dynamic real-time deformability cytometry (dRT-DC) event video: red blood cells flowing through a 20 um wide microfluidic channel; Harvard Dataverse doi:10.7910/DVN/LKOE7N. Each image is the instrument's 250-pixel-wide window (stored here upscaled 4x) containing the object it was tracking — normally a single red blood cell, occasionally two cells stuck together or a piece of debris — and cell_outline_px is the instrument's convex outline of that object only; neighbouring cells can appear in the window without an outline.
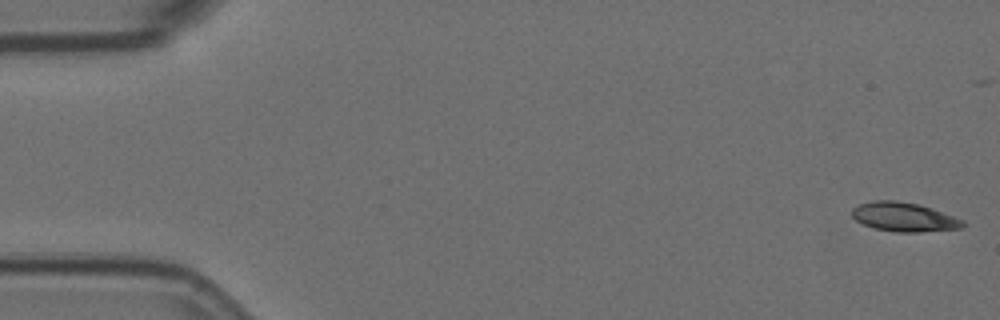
{"species": "Egyptian fruit bat (a non-hibernating species)", "species_latin": "Rousettus aegyptiacus", "temperature_condition": "room temperature", "stored_images_in_passage": 20, "camera_frame_rate_fps": 3000, "um_per_image_px": 0.085, "animal": {"sex": "female"}, "frame": {"image": 1, "passage_image": 1, "time_ms": 0.0, "image_size_px": [1000, 320], "cell_outline_px": [[964, 224], [960, 228], [920, 232], [896, 232], [876, 228], [864, 224], [856, 220], [852, 216], [852, 208], [860, 204], [872, 200], [896, 200], [920, 204], [932, 208], [964, 220]], "centroid_in_image_um": [76.83, 18.43], "position_along_channel_um": 8.2, "area_um2": 18.73}}
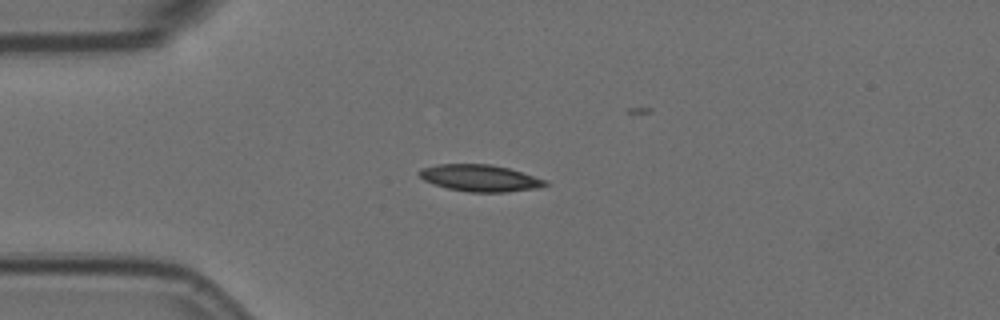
{"frame": {"image": 2, "passage_image": 14, "time_ms": 4.333, "image_size_px": [1000, 320], "cell_outline_px": [[548, 184], [536, 188], [504, 192], [468, 192], [448, 188], [424, 180], [416, 172], [420, 168], [436, 164], [492, 164], [508, 168], [548, 180]], "centroid_in_image_um": [40.78, 15.12], "position_along_channel_um": 44.2, "area_um2": 19.59}}
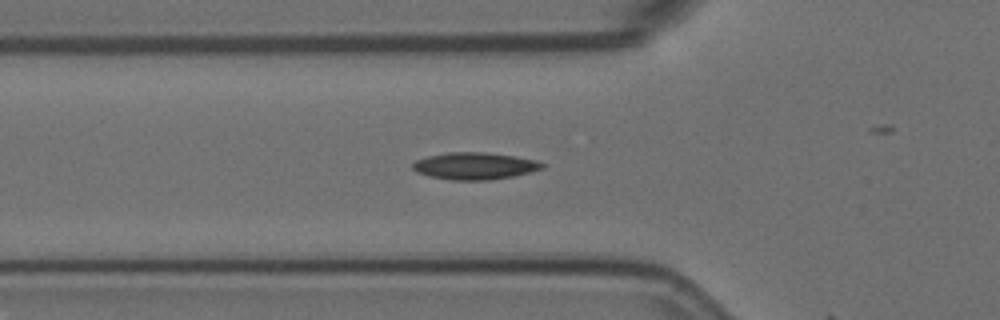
{"frame": {"image": 3, "passage_image": 19, "time_ms": 6.0, "image_size_px": [1000, 320], "cell_outline_px": [[544, 168], [532, 172], [512, 176], [488, 180], [452, 180], [428, 176], [416, 172], [412, 168], [412, 164], [416, 160], [428, 156], [448, 152], [484, 152], [512, 156], [536, 160], [544, 164]], "centroid_in_image_um": [40.33, 14.11], "position_along_channel_um": 85.5, "area_um2": 20.35}}